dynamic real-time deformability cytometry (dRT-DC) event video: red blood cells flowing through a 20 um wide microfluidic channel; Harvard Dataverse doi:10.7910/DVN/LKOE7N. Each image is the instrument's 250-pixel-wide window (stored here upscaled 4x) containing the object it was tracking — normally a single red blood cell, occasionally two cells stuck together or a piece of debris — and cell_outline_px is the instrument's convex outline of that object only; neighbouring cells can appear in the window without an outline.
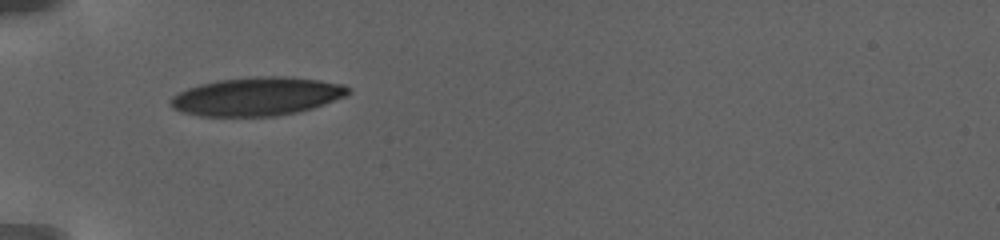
{"species": "human", "species_latin": "Homo sapiens", "temperature_condition": "warm", "stored_images_in_passage": 118, "camera_frame_rate_fps": 3000, "um_per_image_px": 0.085, "donor": {"sex": "female"}, "frame": {"image": 1, "passage_image": 1, "time_ms": 0.0, "image_size_px": [1000, 240], "cell_outline_px": [[352, 92], [344, 96], [324, 104], [312, 108], [296, 112], [276, 116], [200, 116], [184, 112], [172, 108], [172, 96], [188, 88], [200, 84], [220, 80], [256, 76], [292, 76], [320, 80], [344, 84], [352, 88]], "centroid_in_image_um": [21.9, 8.18], "position_along_channel_um": 63.1, "area_um2": 39.71}}
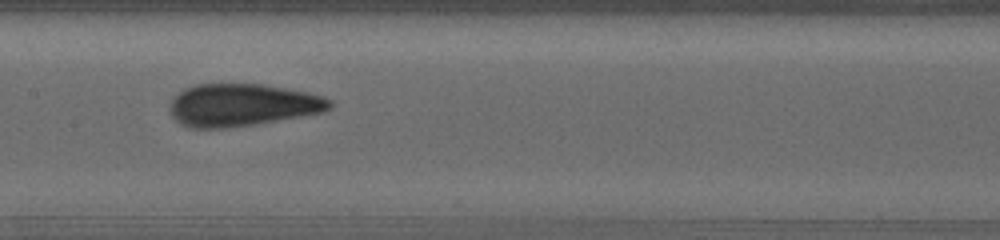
{"frame": {"image": 2, "passage_image": 34, "time_ms": 4.667, "image_size_px": [1000, 240], "cell_outline_px": [[332, 108], [324, 112], [256, 124], [228, 128], [188, 128], [180, 124], [172, 116], [172, 100], [184, 88], [196, 84], [260, 84], [308, 92], [324, 96], [332, 100]], "centroid_in_image_um": [20.63, 8.93], "position_along_channel_um": 186.8, "area_um2": 39.54}}
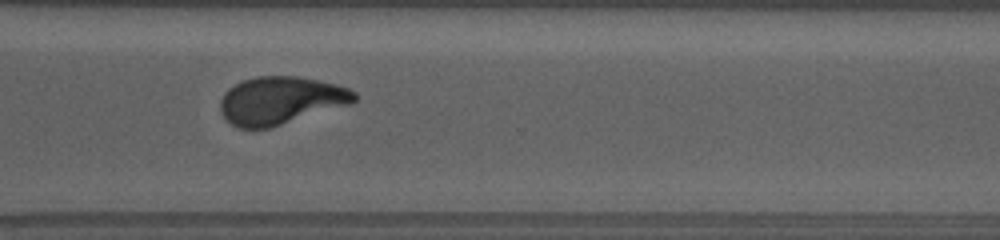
{"frame": {"image": 3, "passage_image": 79, "time_ms": 10.333, "image_size_px": [1000, 240], "cell_outline_px": [[356, 100], [348, 104], [268, 128], [236, 128], [220, 112], [220, 100], [224, 92], [228, 88], [244, 80], [256, 76], [296, 76], [316, 80], [348, 88], [356, 92]], "centroid_in_image_um": [23.8, 8.53], "position_along_channel_um": 346.8, "area_um2": 36.7}, "authors_computed_cell_mechanics": {"area_um2": 38.0902, "velocity_mm_per_s": 2.8236, "shape_relaxation_time_tau1_ms": 7.069, "shape_relaxation_time_tau2_ms": 1.2418, "deformation_change_tau1": 0.209, "deformation_change_tau2": 0.0841}}